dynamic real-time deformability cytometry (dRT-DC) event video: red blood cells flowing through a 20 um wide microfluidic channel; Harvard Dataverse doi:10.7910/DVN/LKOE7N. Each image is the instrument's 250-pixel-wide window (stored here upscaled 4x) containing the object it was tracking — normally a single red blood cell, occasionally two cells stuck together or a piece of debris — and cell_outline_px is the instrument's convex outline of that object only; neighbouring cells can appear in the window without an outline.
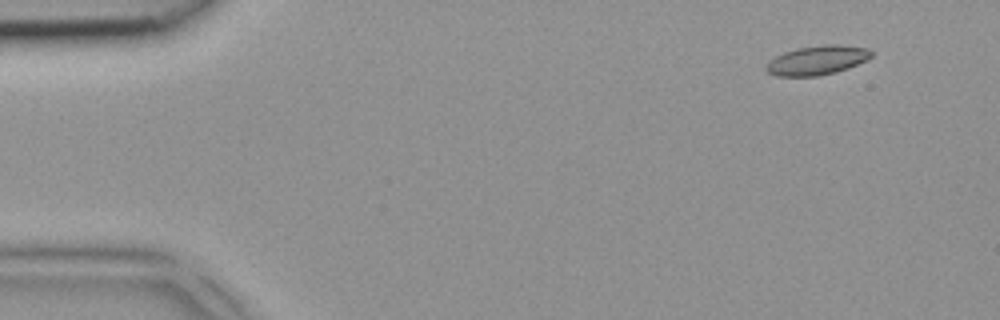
{"species": "common noctule bat (a hibernating species)", "species_latin": "Nyctalus noctula", "temperature_condition": "room temperature", "stored_images_in_passage": 6, "segment_of_instrument_passage": [1, 2], "camera_frame_rate_fps": 3000, "um_per_image_px": 0.085, "animal": {"sex": "female", "body_mass_g": 18.4}, "frame": {"image": 1, "passage_image": 1, "time_ms": 0.0, "image_size_px": [1000, 320], "cell_outline_px": [[872, 56], [868, 60], [848, 68], [836, 72], [816, 76], [776, 76], [768, 72], [764, 68], [768, 60], [784, 52], [796, 48], [824, 44], [836, 44], [868, 48], [872, 52]], "centroid_in_image_um": [69.45, 5.11], "position_along_channel_um": 15.6, "area_um2": 18.09}}